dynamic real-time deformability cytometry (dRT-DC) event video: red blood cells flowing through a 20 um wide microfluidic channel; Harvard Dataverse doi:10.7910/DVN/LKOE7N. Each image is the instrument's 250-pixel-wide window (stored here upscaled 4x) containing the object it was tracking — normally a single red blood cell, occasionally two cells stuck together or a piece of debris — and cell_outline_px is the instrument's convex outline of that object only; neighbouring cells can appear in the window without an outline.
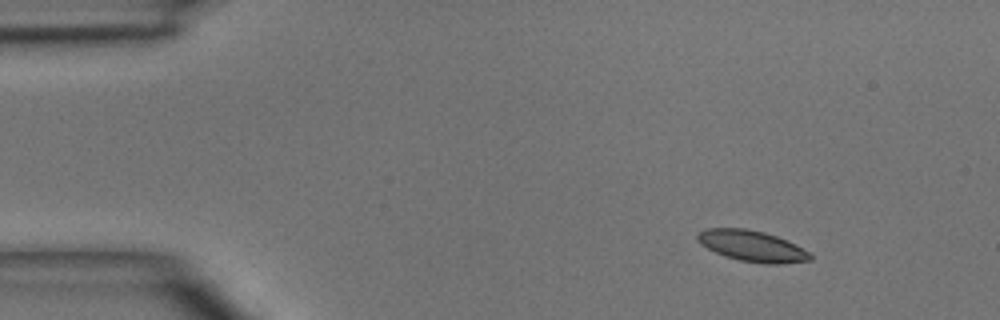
{"species": "common noctule bat (a hibernating species)", "species_latin": "Nyctalus noctula", "temperature_condition": "room temperature", "stored_images_in_passage": 3, "camera_frame_rate_fps": 3000, "um_per_image_px": 0.085, "animal": {"sex": "male", "body_mass_g": 15.6}, "frame": {"image": 1, "passage_image": 1, "time_ms": 0.0, "image_size_px": [1000, 320], "cell_outline_px": [[812, 260], [780, 264], [764, 264], [740, 260], [724, 256], [700, 244], [696, 240], [696, 236], [700, 232], [708, 228], [744, 228], [764, 232], [788, 240], [796, 244], [808, 252], [812, 256]], "centroid_in_image_um": [63.93, 20.91], "position_along_channel_um": 21.1, "area_um2": 20.35}}